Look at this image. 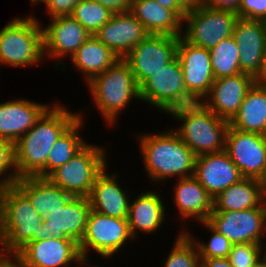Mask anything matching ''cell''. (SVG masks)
<instances>
[{
  "label": "cell",
  "mask_w": 266,
  "mask_h": 267,
  "mask_svg": "<svg viewBox=\"0 0 266 267\" xmlns=\"http://www.w3.org/2000/svg\"><path fill=\"white\" fill-rule=\"evenodd\" d=\"M240 4L241 0H212L208 7L215 10L232 11L237 13Z\"/></svg>",
  "instance_id": "60d3db41"
},
{
  "label": "cell",
  "mask_w": 266,
  "mask_h": 267,
  "mask_svg": "<svg viewBox=\"0 0 266 267\" xmlns=\"http://www.w3.org/2000/svg\"><path fill=\"white\" fill-rule=\"evenodd\" d=\"M229 126L266 136V86L256 83L252 86Z\"/></svg>",
  "instance_id": "83f0119b"
},
{
  "label": "cell",
  "mask_w": 266,
  "mask_h": 267,
  "mask_svg": "<svg viewBox=\"0 0 266 267\" xmlns=\"http://www.w3.org/2000/svg\"><path fill=\"white\" fill-rule=\"evenodd\" d=\"M140 100L161 111H170L196 103L185 89L183 72L177 56L153 73L139 86Z\"/></svg>",
  "instance_id": "ba28073f"
},
{
  "label": "cell",
  "mask_w": 266,
  "mask_h": 267,
  "mask_svg": "<svg viewBox=\"0 0 266 267\" xmlns=\"http://www.w3.org/2000/svg\"><path fill=\"white\" fill-rule=\"evenodd\" d=\"M42 26L33 17L15 18L0 30V64L25 67L44 58Z\"/></svg>",
  "instance_id": "8992f818"
},
{
  "label": "cell",
  "mask_w": 266,
  "mask_h": 267,
  "mask_svg": "<svg viewBox=\"0 0 266 267\" xmlns=\"http://www.w3.org/2000/svg\"><path fill=\"white\" fill-rule=\"evenodd\" d=\"M0 228L6 248L12 255L28 242L46 236L43 217L37 214L29 199L15 185L0 190Z\"/></svg>",
  "instance_id": "3957f363"
},
{
  "label": "cell",
  "mask_w": 266,
  "mask_h": 267,
  "mask_svg": "<svg viewBox=\"0 0 266 267\" xmlns=\"http://www.w3.org/2000/svg\"><path fill=\"white\" fill-rule=\"evenodd\" d=\"M48 105L17 99L0 104V139L15 143L48 109Z\"/></svg>",
  "instance_id": "7402d4cb"
},
{
  "label": "cell",
  "mask_w": 266,
  "mask_h": 267,
  "mask_svg": "<svg viewBox=\"0 0 266 267\" xmlns=\"http://www.w3.org/2000/svg\"><path fill=\"white\" fill-rule=\"evenodd\" d=\"M260 193L264 201H266V164L263 168L260 177L257 179Z\"/></svg>",
  "instance_id": "f6af8a7d"
},
{
  "label": "cell",
  "mask_w": 266,
  "mask_h": 267,
  "mask_svg": "<svg viewBox=\"0 0 266 267\" xmlns=\"http://www.w3.org/2000/svg\"><path fill=\"white\" fill-rule=\"evenodd\" d=\"M252 267H266V257L262 255Z\"/></svg>",
  "instance_id": "681fc988"
},
{
  "label": "cell",
  "mask_w": 266,
  "mask_h": 267,
  "mask_svg": "<svg viewBox=\"0 0 266 267\" xmlns=\"http://www.w3.org/2000/svg\"><path fill=\"white\" fill-rule=\"evenodd\" d=\"M101 3L113 13L128 12L131 10L132 0H92Z\"/></svg>",
  "instance_id": "ab89813d"
},
{
  "label": "cell",
  "mask_w": 266,
  "mask_h": 267,
  "mask_svg": "<svg viewBox=\"0 0 266 267\" xmlns=\"http://www.w3.org/2000/svg\"><path fill=\"white\" fill-rule=\"evenodd\" d=\"M164 8L172 9L182 20L186 14V10L177 2V0H154Z\"/></svg>",
  "instance_id": "b9f144b4"
},
{
  "label": "cell",
  "mask_w": 266,
  "mask_h": 267,
  "mask_svg": "<svg viewBox=\"0 0 266 267\" xmlns=\"http://www.w3.org/2000/svg\"><path fill=\"white\" fill-rule=\"evenodd\" d=\"M130 12L149 34L181 36L183 20L172 10L154 0H132Z\"/></svg>",
  "instance_id": "484cf974"
},
{
  "label": "cell",
  "mask_w": 266,
  "mask_h": 267,
  "mask_svg": "<svg viewBox=\"0 0 266 267\" xmlns=\"http://www.w3.org/2000/svg\"><path fill=\"white\" fill-rule=\"evenodd\" d=\"M177 2L187 11L194 9V0H177Z\"/></svg>",
  "instance_id": "c3c4849f"
},
{
  "label": "cell",
  "mask_w": 266,
  "mask_h": 267,
  "mask_svg": "<svg viewBox=\"0 0 266 267\" xmlns=\"http://www.w3.org/2000/svg\"><path fill=\"white\" fill-rule=\"evenodd\" d=\"M149 33L144 25L130 12L113 13L94 36L123 59Z\"/></svg>",
  "instance_id": "ac0fdd59"
},
{
  "label": "cell",
  "mask_w": 266,
  "mask_h": 267,
  "mask_svg": "<svg viewBox=\"0 0 266 267\" xmlns=\"http://www.w3.org/2000/svg\"><path fill=\"white\" fill-rule=\"evenodd\" d=\"M238 18L263 20L266 17V0H241Z\"/></svg>",
  "instance_id": "74e56055"
},
{
  "label": "cell",
  "mask_w": 266,
  "mask_h": 267,
  "mask_svg": "<svg viewBox=\"0 0 266 267\" xmlns=\"http://www.w3.org/2000/svg\"><path fill=\"white\" fill-rule=\"evenodd\" d=\"M14 168L12 173L5 175V179L0 182V190L7 186H12L18 180L15 167L14 143L7 139H0V175H3L8 169Z\"/></svg>",
  "instance_id": "8d00e7d4"
},
{
  "label": "cell",
  "mask_w": 266,
  "mask_h": 267,
  "mask_svg": "<svg viewBox=\"0 0 266 267\" xmlns=\"http://www.w3.org/2000/svg\"><path fill=\"white\" fill-rule=\"evenodd\" d=\"M82 0H31L32 3H45L51 17L71 15L74 7Z\"/></svg>",
  "instance_id": "f35d334b"
},
{
  "label": "cell",
  "mask_w": 266,
  "mask_h": 267,
  "mask_svg": "<svg viewBox=\"0 0 266 267\" xmlns=\"http://www.w3.org/2000/svg\"><path fill=\"white\" fill-rule=\"evenodd\" d=\"M179 37L149 34L123 58L138 86L176 57Z\"/></svg>",
  "instance_id": "7c38bea8"
},
{
  "label": "cell",
  "mask_w": 266,
  "mask_h": 267,
  "mask_svg": "<svg viewBox=\"0 0 266 267\" xmlns=\"http://www.w3.org/2000/svg\"><path fill=\"white\" fill-rule=\"evenodd\" d=\"M263 249H265V250H264V251H265V252H264V256L266 257V247H265V248H263Z\"/></svg>",
  "instance_id": "f5cc1de1"
},
{
  "label": "cell",
  "mask_w": 266,
  "mask_h": 267,
  "mask_svg": "<svg viewBox=\"0 0 266 267\" xmlns=\"http://www.w3.org/2000/svg\"><path fill=\"white\" fill-rule=\"evenodd\" d=\"M255 79H256V84L261 86H266V49L261 71Z\"/></svg>",
  "instance_id": "bcb514c9"
},
{
  "label": "cell",
  "mask_w": 266,
  "mask_h": 267,
  "mask_svg": "<svg viewBox=\"0 0 266 267\" xmlns=\"http://www.w3.org/2000/svg\"><path fill=\"white\" fill-rule=\"evenodd\" d=\"M262 245L257 243L233 244L228 255L232 267H252L263 255Z\"/></svg>",
  "instance_id": "d590c367"
},
{
  "label": "cell",
  "mask_w": 266,
  "mask_h": 267,
  "mask_svg": "<svg viewBox=\"0 0 266 267\" xmlns=\"http://www.w3.org/2000/svg\"><path fill=\"white\" fill-rule=\"evenodd\" d=\"M83 124V119L80 115V117L54 143L45 165V178L58 167L69 161L87 144L78 134V130Z\"/></svg>",
  "instance_id": "4dcf8cb0"
},
{
  "label": "cell",
  "mask_w": 266,
  "mask_h": 267,
  "mask_svg": "<svg viewBox=\"0 0 266 267\" xmlns=\"http://www.w3.org/2000/svg\"><path fill=\"white\" fill-rule=\"evenodd\" d=\"M176 56L182 68L187 93L196 102H202L215 81L209 50L191 44L180 36Z\"/></svg>",
  "instance_id": "4fadbf2b"
},
{
  "label": "cell",
  "mask_w": 266,
  "mask_h": 267,
  "mask_svg": "<svg viewBox=\"0 0 266 267\" xmlns=\"http://www.w3.org/2000/svg\"><path fill=\"white\" fill-rule=\"evenodd\" d=\"M175 187V203L182 218L205 222L213 212V197L194 177L180 178Z\"/></svg>",
  "instance_id": "d4e9b609"
},
{
  "label": "cell",
  "mask_w": 266,
  "mask_h": 267,
  "mask_svg": "<svg viewBox=\"0 0 266 267\" xmlns=\"http://www.w3.org/2000/svg\"><path fill=\"white\" fill-rule=\"evenodd\" d=\"M190 233L181 231L173 245L165 267H201L198 247Z\"/></svg>",
  "instance_id": "836d02e7"
},
{
  "label": "cell",
  "mask_w": 266,
  "mask_h": 267,
  "mask_svg": "<svg viewBox=\"0 0 266 267\" xmlns=\"http://www.w3.org/2000/svg\"><path fill=\"white\" fill-rule=\"evenodd\" d=\"M106 164L104 149L86 144L47 178L73 197H88L96 177L107 167Z\"/></svg>",
  "instance_id": "52a82bcc"
},
{
  "label": "cell",
  "mask_w": 266,
  "mask_h": 267,
  "mask_svg": "<svg viewBox=\"0 0 266 267\" xmlns=\"http://www.w3.org/2000/svg\"><path fill=\"white\" fill-rule=\"evenodd\" d=\"M212 0H194V8L200 6H208Z\"/></svg>",
  "instance_id": "f907efd6"
},
{
  "label": "cell",
  "mask_w": 266,
  "mask_h": 267,
  "mask_svg": "<svg viewBox=\"0 0 266 267\" xmlns=\"http://www.w3.org/2000/svg\"><path fill=\"white\" fill-rule=\"evenodd\" d=\"M262 23H263L264 30H265V33H266V17L262 20Z\"/></svg>",
  "instance_id": "816d5d0a"
},
{
  "label": "cell",
  "mask_w": 266,
  "mask_h": 267,
  "mask_svg": "<svg viewBox=\"0 0 266 267\" xmlns=\"http://www.w3.org/2000/svg\"><path fill=\"white\" fill-rule=\"evenodd\" d=\"M12 258H14L13 261L10 260ZM0 267H25V266L15 255H12L2 265H0Z\"/></svg>",
  "instance_id": "7dc6e473"
},
{
  "label": "cell",
  "mask_w": 266,
  "mask_h": 267,
  "mask_svg": "<svg viewBox=\"0 0 266 267\" xmlns=\"http://www.w3.org/2000/svg\"><path fill=\"white\" fill-rule=\"evenodd\" d=\"M119 57L105 44L91 35L71 57L74 67L81 70L88 83L93 77L110 68Z\"/></svg>",
  "instance_id": "f1b7e54d"
},
{
  "label": "cell",
  "mask_w": 266,
  "mask_h": 267,
  "mask_svg": "<svg viewBox=\"0 0 266 267\" xmlns=\"http://www.w3.org/2000/svg\"><path fill=\"white\" fill-rule=\"evenodd\" d=\"M116 174L110 176L105 169L96 177L88 196L91 210L114 218L127 219L130 201L117 183Z\"/></svg>",
  "instance_id": "603a6c76"
},
{
  "label": "cell",
  "mask_w": 266,
  "mask_h": 267,
  "mask_svg": "<svg viewBox=\"0 0 266 267\" xmlns=\"http://www.w3.org/2000/svg\"><path fill=\"white\" fill-rule=\"evenodd\" d=\"M182 121L173 130L196 156L225 150V137L229 121L218 117L202 102L186 105L169 112Z\"/></svg>",
  "instance_id": "277c9868"
},
{
  "label": "cell",
  "mask_w": 266,
  "mask_h": 267,
  "mask_svg": "<svg viewBox=\"0 0 266 267\" xmlns=\"http://www.w3.org/2000/svg\"><path fill=\"white\" fill-rule=\"evenodd\" d=\"M201 267H232L228 258L200 259Z\"/></svg>",
  "instance_id": "7bdbcfd3"
},
{
  "label": "cell",
  "mask_w": 266,
  "mask_h": 267,
  "mask_svg": "<svg viewBox=\"0 0 266 267\" xmlns=\"http://www.w3.org/2000/svg\"><path fill=\"white\" fill-rule=\"evenodd\" d=\"M209 53L215 79L241 73L240 50L233 36L220 41Z\"/></svg>",
  "instance_id": "1f68e13d"
},
{
  "label": "cell",
  "mask_w": 266,
  "mask_h": 267,
  "mask_svg": "<svg viewBox=\"0 0 266 267\" xmlns=\"http://www.w3.org/2000/svg\"><path fill=\"white\" fill-rule=\"evenodd\" d=\"M165 207L159 194L147 191L130 201L128 224L132 237L137 238V230L152 233L164 222Z\"/></svg>",
  "instance_id": "4316f807"
},
{
  "label": "cell",
  "mask_w": 266,
  "mask_h": 267,
  "mask_svg": "<svg viewBox=\"0 0 266 267\" xmlns=\"http://www.w3.org/2000/svg\"><path fill=\"white\" fill-rule=\"evenodd\" d=\"M237 19V13L232 11L196 7L187 10L183 18L187 27L181 36L191 44L210 50L220 41L233 36Z\"/></svg>",
  "instance_id": "9c48e42d"
},
{
  "label": "cell",
  "mask_w": 266,
  "mask_h": 267,
  "mask_svg": "<svg viewBox=\"0 0 266 267\" xmlns=\"http://www.w3.org/2000/svg\"><path fill=\"white\" fill-rule=\"evenodd\" d=\"M139 137L143 161L152 182L177 175L179 179L194 176L197 156L174 131Z\"/></svg>",
  "instance_id": "7a4b0ae2"
},
{
  "label": "cell",
  "mask_w": 266,
  "mask_h": 267,
  "mask_svg": "<svg viewBox=\"0 0 266 267\" xmlns=\"http://www.w3.org/2000/svg\"><path fill=\"white\" fill-rule=\"evenodd\" d=\"M112 15L113 12L108 8L92 0L80 1L71 14L91 35L108 22Z\"/></svg>",
  "instance_id": "d6a6232c"
},
{
  "label": "cell",
  "mask_w": 266,
  "mask_h": 267,
  "mask_svg": "<svg viewBox=\"0 0 266 267\" xmlns=\"http://www.w3.org/2000/svg\"><path fill=\"white\" fill-rule=\"evenodd\" d=\"M79 114L54 104L14 143L17 176L45 178V165L54 143L79 118Z\"/></svg>",
  "instance_id": "6da1fadb"
},
{
  "label": "cell",
  "mask_w": 266,
  "mask_h": 267,
  "mask_svg": "<svg viewBox=\"0 0 266 267\" xmlns=\"http://www.w3.org/2000/svg\"><path fill=\"white\" fill-rule=\"evenodd\" d=\"M225 151L243 178L257 180L266 164V136L228 126Z\"/></svg>",
  "instance_id": "9a60e30c"
},
{
  "label": "cell",
  "mask_w": 266,
  "mask_h": 267,
  "mask_svg": "<svg viewBox=\"0 0 266 267\" xmlns=\"http://www.w3.org/2000/svg\"><path fill=\"white\" fill-rule=\"evenodd\" d=\"M0 246H1L0 250H2V252L0 251V265H2L9 257L12 256V254L8 252L6 248L5 239H4V235L2 233L1 228H0Z\"/></svg>",
  "instance_id": "ee69618b"
},
{
  "label": "cell",
  "mask_w": 266,
  "mask_h": 267,
  "mask_svg": "<svg viewBox=\"0 0 266 267\" xmlns=\"http://www.w3.org/2000/svg\"><path fill=\"white\" fill-rule=\"evenodd\" d=\"M127 239H133L127 219L114 218L91 210L79 251L85 263L88 261L87 253L90 249L103 258H110L121 249Z\"/></svg>",
  "instance_id": "30bf717a"
},
{
  "label": "cell",
  "mask_w": 266,
  "mask_h": 267,
  "mask_svg": "<svg viewBox=\"0 0 266 267\" xmlns=\"http://www.w3.org/2000/svg\"><path fill=\"white\" fill-rule=\"evenodd\" d=\"M90 211L88 197H72L63 208H57L44 215L45 235L55 238L68 237L80 244Z\"/></svg>",
  "instance_id": "2e32d148"
},
{
  "label": "cell",
  "mask_w": 266,
  "mask_h": 267,
  "mask_svg": "<svg viewBox=\"0 0 266 267\" xmlns=\"http://www.w3.org/2000/svg\"><path fill=\"white\" fill-rule=\"evenodd\" d=\"M43 53L52 58H70L91 34L71 15L52 17V22L42 28ZM47 52V53H46Z\"/></svg>",
  "instance_id": "ffe728a7"
},
{
  "label": "cell",
  "mask_w": 266,
  "mask_h": 267,
  "mask_svg": "<svg viewBox=\"0 0 266 267\" xmlns=\"http://www.w3.org/2000/svg\"><path fill=\"white\" fill-rule=\"evenodd\" d=\"M207 229L212 230L211 238L208 243L195 242L200 259H211V258H227L233 243L229 241L224 235L215 230L207 221L201 222Z\"/></svg>",
  "instance_id": "e575fe53"
},
{
  "label": "cell",
  "mask_w": 266,
  "mask_h": 267,
  "mask_svg": "<svg viewBox=\"0 0 266 267\" xmlns=\"http://www.w3.org/2000/svg\"><path fill=\"white\" fill-rule=\"evenodd\" d=\"M28 199L38 215L44 217L52 210L63 208L73 197L48 178L23 177L14 184Z\"/></svg>",
  "instance_id": "cb8c5ba5"
},
{
  "label": "cell",
  "mask_w": 266,
  "mask_h": 267,
  "mask_svg": "<svg viewBox=\"0 0 266 267\" xmlns=\"http://www.w3.org/2000/svg\"><path fill=\"white\" fill-rule=\"evenodd\" d=\"M194 177L213 198L243 179L225 150L197 156Z\"/></svg>",
  "instance_id": "d6986e66"
},
{
  "label": "cell",
  "mask_w": 266,
  "mask_h": 267,
  "mask_svg": "<svg viewBox=\"0 0 266 267\" xmlns=\"http://www.w3.org/2000/svg\"><path fill=\"white\" fill-rule=\"evenodd\" d=\"M233 37L240 50L241 73L256 78L261 71L266 49V33L262 21L238 18Z\"/></svg>",
  "instance_id": "44dd1931"
},
{
  "label": "cell",
  "mask_w": 266,
  "mask_h": 267,
  "mask_svg": "<svg viewBox=\"0 0 266 267\" xmlns=\"http://www.w3.org/2000/svg\"><path fill=\"white\" fill-rule=\"evenodd\" d=\"M264 202L257 180L243 178L213 199V211H241Z\"/></svg>",
  "instance_id": "f546056e"
},
{
  "label": "cell",
  "mask_w": 266,
  "mask_h": 267,
  "mask_svg": "<svg viewBox=\"0 0 266 267\" xmlns=\"http://www.w3.org/2000/svg\"><path fill=\"white\" fill-rule=\"evenodd\" d=\"M255 83L256 79L246 73L215 79L206 96L208 102L202 103L218 117L230 121Z\"/></svg>",
  "instance_id": "e0dca14e"
},
{
  "label": "cell",
  "mask_w": 266,
  "mask_h": 267,
  "mask_svg": "<svg viewBox=\"0 0 266 267\" xmlns=\"http://www.w3.org/2000/svg\"><path fill=\"white\" fill-rule=\"evenodd\" d=\"M207 222L233 244H262L261 235L266 233V201L259 207L241 211H213Z\"/></svg>",
  "instance_id": "8fae6325"
},
{
  "label": "cell",
  "mask_w": 266,
  "mask_h": 267,
  "mask_svg": "<svg viewBox=\"0 0 266 267\" xmlns=\"http://www.w3.org/2000/svg\"><path fill=\"white\" fill-rule=\"evenodd\" d=\"M15 256L25 267H68L72 262L85 264L79 244L68 237L45 236L28 242Z\"/></svg>",
  "instance_id": "5bb4252c"
},
{
  "label": "cell",
  "mask_w": 266,
  "mask_h": 267,
  "mask_svg": "<svg viewBox=\"0 0 266 267\" xmlns=\"http://www.w3.org/2000/svg\"><path fill=\"white\" fill-rule=\"evenodd\" d=\"M88 85L97 108L109 125L132 98L140 99L139 86L130 65L121 58L105 72L93 77Z\"/></svg>",
  "instance_id": "5b68a950"
}]
</instances>
